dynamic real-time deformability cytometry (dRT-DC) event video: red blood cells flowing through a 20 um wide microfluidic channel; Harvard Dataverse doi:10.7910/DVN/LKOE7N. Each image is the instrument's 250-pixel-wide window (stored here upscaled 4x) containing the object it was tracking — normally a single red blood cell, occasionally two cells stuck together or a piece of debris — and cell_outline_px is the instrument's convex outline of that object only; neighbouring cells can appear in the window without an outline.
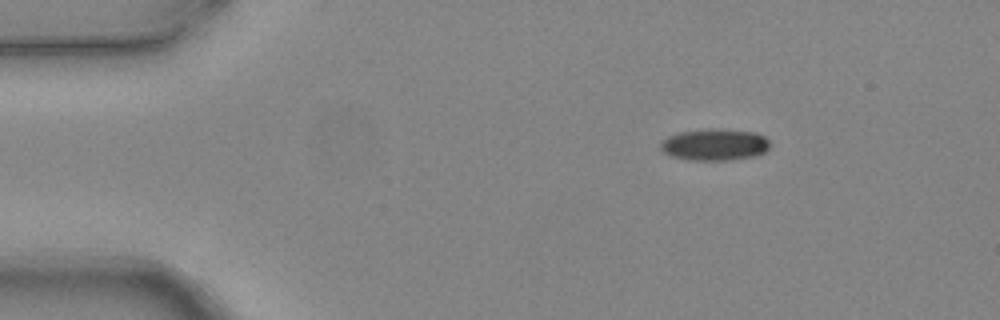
{"species": "common noctule bat (a hibernating species)", "species_latin": "Nyctalus noctula", "temperature_condition": "warm", "stored_images_in_passage": 3, "camera_frame_rate_fps": 3000, "um_per_image_px": 0.085, "animal": {"sex": "female", "body_mass_g": 24.6, "forearm_length_mm": 56.2}, "frame": {"image": 1, "passage_image": 1, "time_ms": 0.0, "image_size_px": [1000, 320], "cell_outline_px": [[768, 148], [764, 152], [756, 156], [728, 160], [692, 160], [672, 156], [664, 152], [660, 148], [660, 144], [668, 136], [680, 132], [708, 128], [720, 128], [756, 132], [764, 136], [768, 140]], "centroid_in_image_um": [60.76, 12.28], "position_along_channel_um": 24.2, "area_um2": 20.23}}
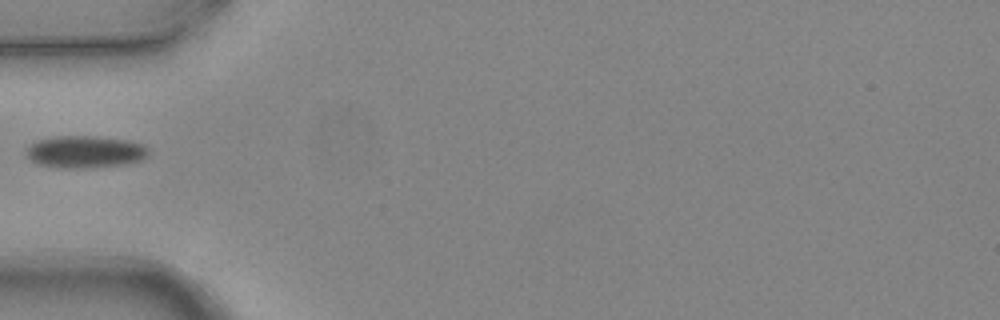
{"frame": {"image": 2, "passage_image": 3, "time_ms": 0.667, "image_size_px": [1000, 320], "cell_outline_px": [[148, 156], [144, 160], [124, 164], [92, 168], [68, 168], [40, 164], [32, 160], [28, 156], [28, 148], [36, 140], [56, 136], [96, 136], [128, 140], [144, 144], [148, 148]], "centroid_in_image_um": [7.32, 12.9], "position_along_channel_um": 77.7, "area_um2": 22.89}}